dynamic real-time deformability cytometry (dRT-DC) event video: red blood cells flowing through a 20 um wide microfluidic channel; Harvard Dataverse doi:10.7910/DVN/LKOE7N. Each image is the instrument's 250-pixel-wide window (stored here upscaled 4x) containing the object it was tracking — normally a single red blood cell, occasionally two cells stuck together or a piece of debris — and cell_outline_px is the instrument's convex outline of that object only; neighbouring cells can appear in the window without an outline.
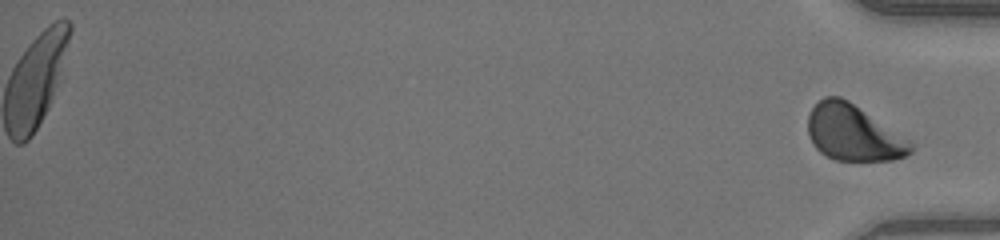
{"species": "human", "species_latin": "Homo sapiens", "temperature_condition": "warm", "stored_images_in_passage": 50, "segment_of_instrument_passage": [2, 2], "camera_frame_rate_fps": 3000, "um_per_image_px": 0.085, "donor": {"sex": "male"}, "frame": {"image": 1, "passage_image": 50, "time_ms": 16.333, "image_size_px": [1000, 240], "cell_outline_px": [[916, 148], [912, 152], [904, 156], [892, 160], [836, 160], [820, 152], [812, 144], [808, 136], [808, 116], [812, 108], [824, 96], [840, 96], [848, 100], [908, 140]], "centroid_in_image_um": [72.5, 11.3], "position_along_channel_um": 362.7, "area_um2": 33.12}}